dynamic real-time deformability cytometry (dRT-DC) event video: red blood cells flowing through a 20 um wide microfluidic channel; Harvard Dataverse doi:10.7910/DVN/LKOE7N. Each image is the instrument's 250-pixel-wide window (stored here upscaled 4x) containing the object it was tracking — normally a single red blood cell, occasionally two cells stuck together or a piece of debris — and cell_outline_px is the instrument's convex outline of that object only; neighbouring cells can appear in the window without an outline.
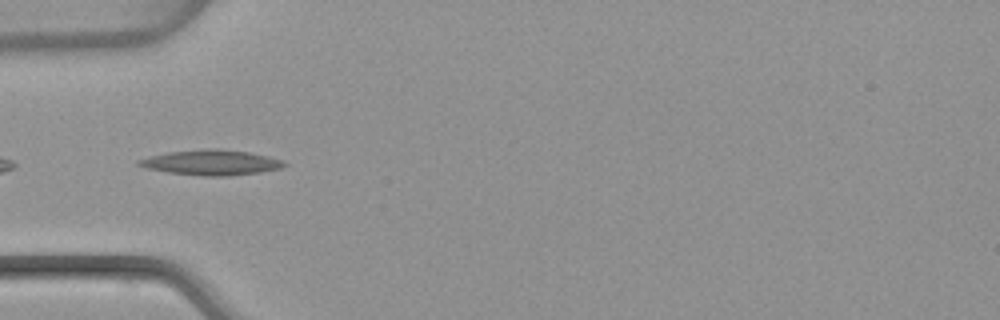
{"species": "common noctule bat (a hibernating species)", "species_latin": "Nyctalus noctula", "temperature_condition": "warm", "stored_images_in_passage": 5, "camera_frame_rate_fps": 3000, "um_per_image_px": 0.085, "animal": {"sex": "female", "body_mass_g": 22.7, "forearm_length_mm": 54.2}, "frame": {"image": 1, "passage_image": 2, "time_ms": 0.333, "image_size_px": [1000, 320], "cell_outline_px": [[288, 164], [280, 168], [260, 172], [228, 176], [204, 176], [168, 172], [148, 168], [136, 164], [136, 160], [148, 156], [168, 152], [208, 148], [216, 148], [248, 152], [268, 156], [284, 160]], "centroid_in_image_um": [17.96, 13.8], "position_along_channel_um": 67.0, "area_um2": 21.39}}